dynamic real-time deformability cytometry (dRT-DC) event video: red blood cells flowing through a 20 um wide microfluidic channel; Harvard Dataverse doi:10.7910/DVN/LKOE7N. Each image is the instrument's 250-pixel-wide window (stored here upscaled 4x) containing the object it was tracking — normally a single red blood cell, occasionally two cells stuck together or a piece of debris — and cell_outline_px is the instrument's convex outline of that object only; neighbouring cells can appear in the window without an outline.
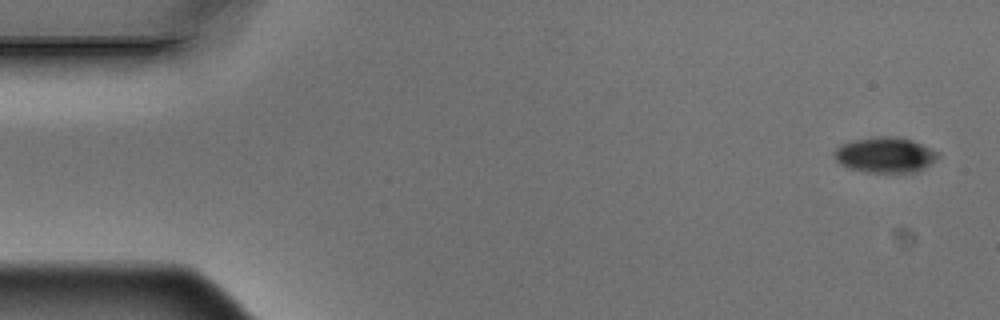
{"species": "Egyptian fruit bat (a non-hibernating species)", "species_latin": "Rousettus aegyptiacus", "temperature_condition": "warm", "stored_images_in_passage": 5, "segment_of_instrument_passage": [1, 2], "camera_frame_rate_fps": 3000, "um_per_image_px": 0.085, "animal": {"sex": "male"}, "frame": {"image": 1, "passage_image": 1, "time_ms": 0.0, "image_size_px": [1000, 320], "cell_outline_px": [[940, 156], [924, 168], [916, 172], [864, 172], [848, 168], [840, 164], [832, 156], [832, 152], [840, 144], [852, 140], [880, 136], [900, 136], [912, 140], [940, 152]], "centroid_in_image_um": [75.21, 13.16], "position_along_channel_um": 9.8, "area_um2": 21.73}}
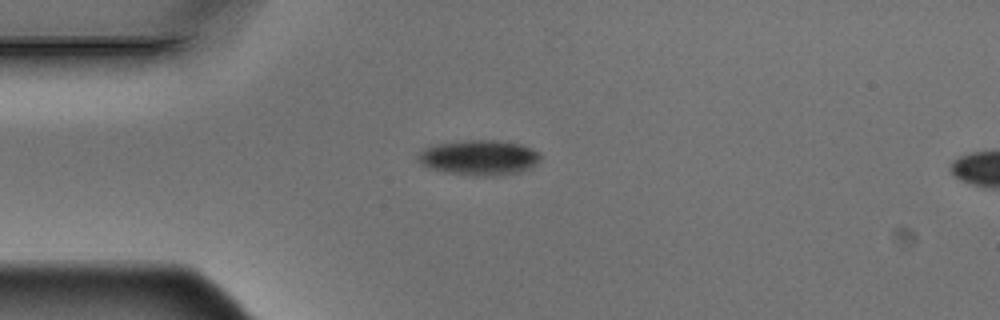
{"frame": {"image": 2, "passage_image": 4, "time_ms": 1.0, "image_size_px": [1000, 320], "cell_outline_px": [[540, 160], [532, 168], [520, 172], [500, 176], [476, 176], [444, 172], [428, 168], [420, 164], [416, 160], [416, 152], [424, 148], [436, 144], [472, 140], [496, 140], [520, 144], [532, 148], [540, 152]], "centroid_in_image_um": [40.71, 13.41], "position_along_channel_um": 44.3, "area_um2": 25.55}}